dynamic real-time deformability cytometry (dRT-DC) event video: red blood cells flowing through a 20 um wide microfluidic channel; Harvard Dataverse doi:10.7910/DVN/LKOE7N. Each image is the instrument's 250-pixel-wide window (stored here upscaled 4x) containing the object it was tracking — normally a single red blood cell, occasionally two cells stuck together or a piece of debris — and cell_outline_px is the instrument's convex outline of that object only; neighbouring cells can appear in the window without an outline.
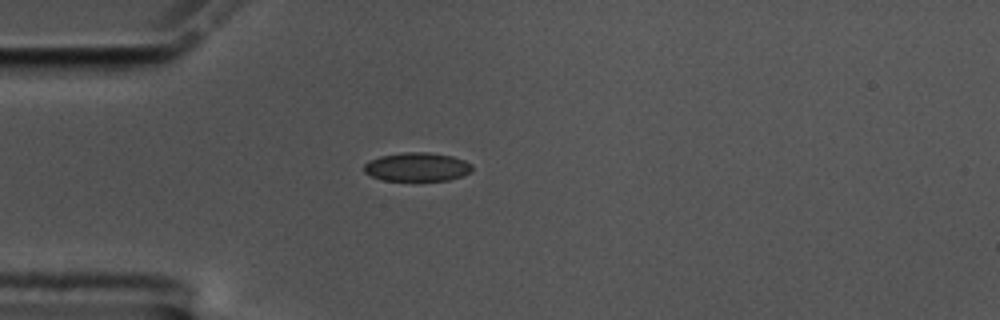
{"species": "common noctule bat (a hibernating species)", "species_latin": "Nyctalus noctula", "temperature_condition": "cold", "stored_images_in_passage": 43, "camera_frame_rate_fps": 3000, "um_per_image_px": 0.085, "animal": {"sex": "male", "body_mass_g": 17.5, "forearm_length_mm": 52.3}, "frame": {"image": 1, "passage_image": 1, "time_ms": 0.0, "image_size_px": [1000, 320], "cell_outline_px": [[472, 172], [464, 176], [448, 180], [384, 180], [372, 176], [364, 172], [364, 164], [380, 156], [404, 152], [428, 152], [452, 156], [464, 160], [472, 164]], "centroid_in_image_um": [35.5, 14.18], "position_along_channel_um": 49.5, "area_um2": 18.03}}
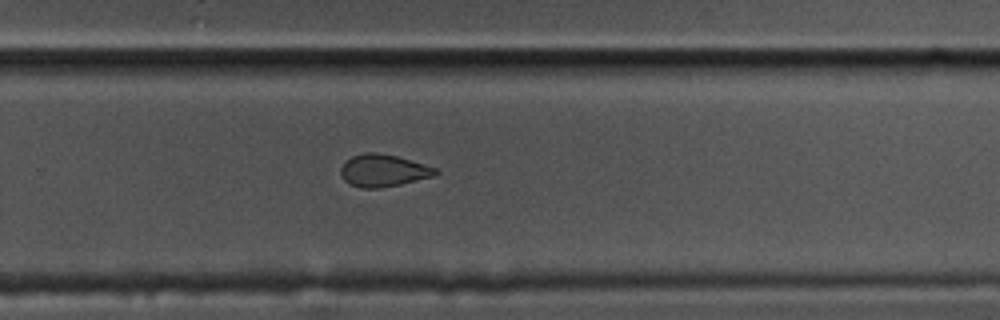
{"frame": {"image": 2, "passage_image": 23, "time_ms": 7.333, "image_size_px": [1000, 320], "cell_outline_px": [[440, 172], [436, 176], [400, 184], [380, 188], [360, 188], [344, 180], [340, 172], [340, 168], [344, 160], [352, 156], [364, 152], [376, 152], [396, 156], [436, 168]], "centroid_in_image_um": [32.56, 14.49], "position_along_channel_um": 297.2, "area_um2": 17.86}}
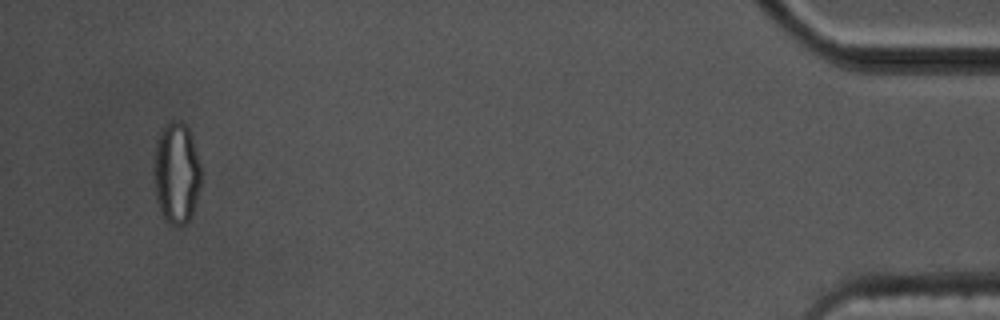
{"frame": {"image": 3, "passage_image": 40, "time_ms": 13.0, "image_size_px": [1000, 320], "cell_outline_px": [[200, 184], [192, 212], [188, 220], [180, 228], [176, 228], [164, 220], [156, 196], [152, 172], [152, 168], [156, 140], [160, 128], [168, 120], [180, 120], [188, 128], [192, 136], [200, 164]], "centroid_in_image_um": [14.95, 14.67], "position_along_channel_um": 420.2, "area_um2": 28.44}, "authors_computed_cell_mechanics": {"area_um2": 18.3226, "velocity_mm_per_s": 3.5266, "shape_relaxation_time_tau1_ms": null, "shape_relaxation_time_tau2_ms": 5.0554, "deformation_change_tau1": null, "deformation_change_tau2": 0.0806}}